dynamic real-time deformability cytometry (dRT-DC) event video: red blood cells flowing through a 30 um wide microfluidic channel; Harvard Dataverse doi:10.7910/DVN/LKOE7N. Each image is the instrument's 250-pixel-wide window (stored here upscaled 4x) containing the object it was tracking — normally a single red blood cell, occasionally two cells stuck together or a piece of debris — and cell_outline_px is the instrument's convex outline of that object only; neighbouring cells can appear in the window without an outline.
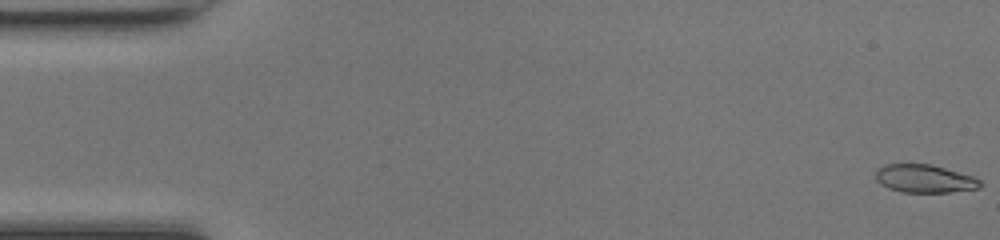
{"species": "common noctule bat (a hibernating species)", "species_latin": "Nyctalus noctula", "temperature_condition": "room temperature", "stored_images_in_passage": 48, "camera_frame_rate_fps": 3000, "um_per_image_px": 0.085, "animal": {"sex": "female", "body_mass_g": 17.0, "forearm_length_mm": 48.0}, "frame": {"image": 1, "passage_image": 1, "time_ms": 0.0, "image_size_px": [1000, 240], "cell_outline_px": [[984, 184], [980, 188], [948, 192], [900, 192], [888, 188], [880, 184], [876, 180], [876, 168], [884, 164], [932, 164], [972, 176], [980, 180]], "centroid_in_image_um": [78.57, 15.18], "position_along_channel_um": 6.4, "area_um2": 17.22}}
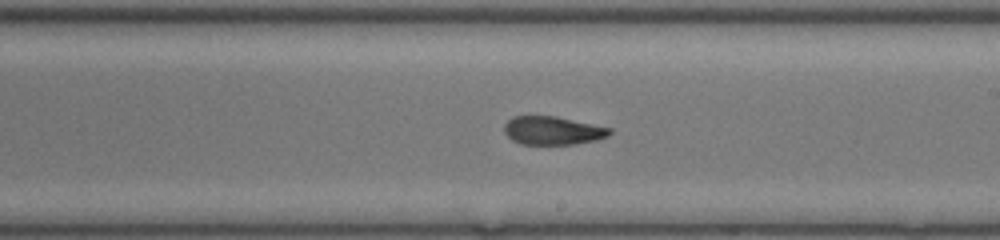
{"frame": {"image": 2, "passage_image": 28, "time_ms": 9.0, "image_size_px": [1000, 240], "cell_outline_px": [[612, 132], [608, 136], [596, 140], [572, 144], [520, 144], [512, 140], [504, 132], [504, 124], [512, 116], [556, 116], [612, 128]], "centroid_in_image_um": [46.97, 11.09], "position_along_channel_um": 242.0, "area_um2": 17.46}}
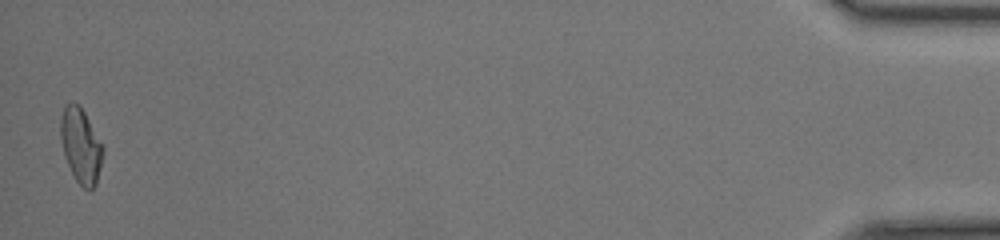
{"frame": {"image": 3, "passage_image": 48, "time_ms": 15.667, "image_size_px": [1000, 240], "cell_outline_px": [[104, 152], [96, 184], [88, 192], [76, 180], [68, 164], [60, 140], [60, 120], [64, 104], [76, 104], [84, 112], [104, 148]], "centroid_in_image_um": [6.87, 12.4], "position_along_channel_um": 428.3, "area_um2": 18.15}, "authors_computed_cell_mechanics": {"area_um2": 17.9469, "velocity_mm_per_s": 4.3209, "shape_relaxation_time_tau1_ms": 7.4094, "shape_relaxation_time_tau2_ms": 0.5763, "deformation_change_tau1": 0.257, "deformation_change_tau2": 0.0622}}